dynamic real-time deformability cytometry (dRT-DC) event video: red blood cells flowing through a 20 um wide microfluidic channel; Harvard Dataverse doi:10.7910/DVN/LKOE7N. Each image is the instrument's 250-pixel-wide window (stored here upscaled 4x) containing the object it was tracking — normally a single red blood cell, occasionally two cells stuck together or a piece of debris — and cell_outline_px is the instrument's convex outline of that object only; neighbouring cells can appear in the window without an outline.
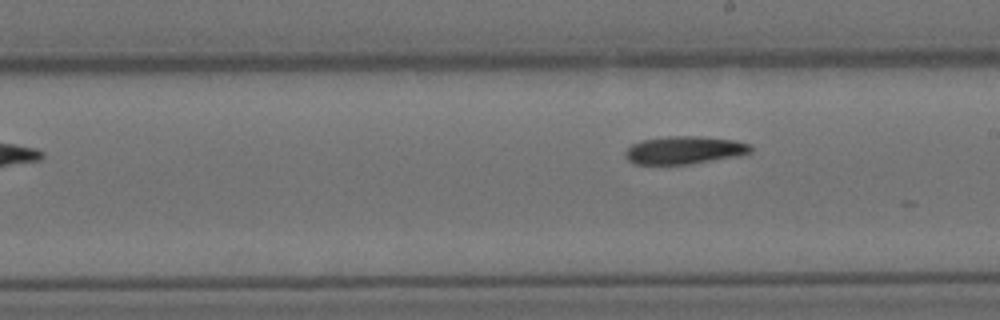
{"species": "Egyptian fruit bat (a non-hibernating species)", "species_latin": "Rousettus aegyptiacus", "temperature_condition": "cold", "stored_images_in_passage": 8, "camera_frame_rate_fps": 3000, "um_per_image_px": 0.085, "animal": {"sex": "female"}, "frame": {"image": 1, "passage_image": 8, "time_ms": 9.667, "image_size_px": [1000, 320], "cell_outline_px": [[752, 152], [736, 156], [692, 164], [632, 164], [624, 156], [624, 152], [632, 144], [644, 140], [668, 136], [700, 136], [732, 140], [748, 144], [752, 148]], "centroid_in_image_um": [58.13, 12.77], "position_along_channel_um": 230.9, "area_um2": 20.23}}